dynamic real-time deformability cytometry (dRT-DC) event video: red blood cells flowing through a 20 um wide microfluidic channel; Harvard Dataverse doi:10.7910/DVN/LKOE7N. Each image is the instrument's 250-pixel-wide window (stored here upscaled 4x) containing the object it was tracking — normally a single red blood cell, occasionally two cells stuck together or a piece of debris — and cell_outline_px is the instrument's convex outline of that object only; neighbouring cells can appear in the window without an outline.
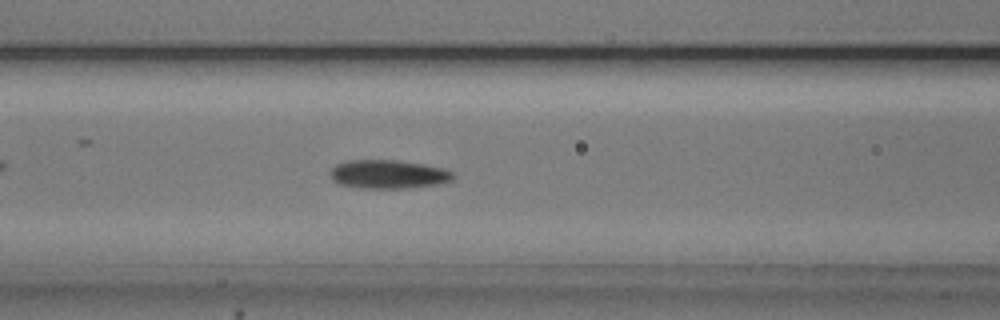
{"species": "common noctule bat (a hibernating species)", "species_latin": "Nyctalus noctula", "temperature_condition": "cold", "stored_images_in_passage": 48, "camera_frame_rate_fps": 3000, "um_per_image_px": 0.085, "animal": {"sex": "male", "body_mass_g": 20.5, "forearm_length_mm": 52.5}, "frame": {"image": 1, "passage_image": 16, "time_ms": 5.0, "image_size_px": [1000, 320], "cell_outline_px": [[456, 176], [452, 180], [436, 184], [408, 188], [360, 188], [340, 184], [332, 180], [328, 172], [336, 164], [348, 160], [396, 160], [444, 168], [452, 172]], "centroid_in_image_um": [32.97, 14.81], "position_along_channel_um": 133.6, "area_um2": 20.52}}
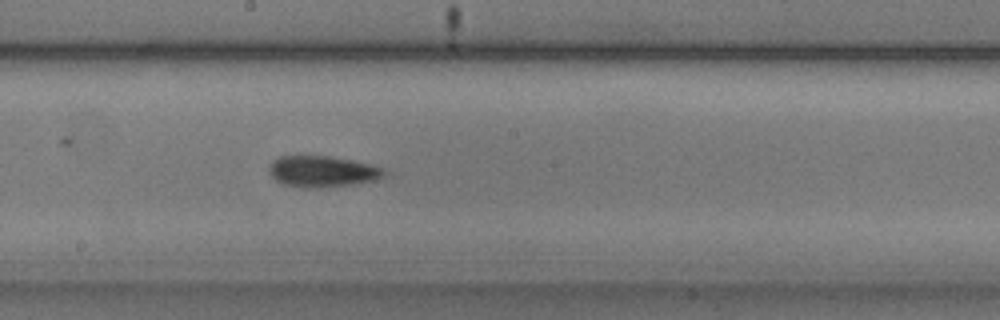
{"frame": {"image": 2, "passage_image": 23, "time_ms": 7.333, "image_size_px": [1000, 320], "cell_outline_px": [[388, 172], [384, 176], [376, 180], [352, 184], [320, 188], [304, 188], [284, 184], [276, 180], [268, 172], [268, 168], [280, 156], [328, 156], [368, 164], [384, 168]], "centroid_in_image_um": [27.41, 14.59], "position_along_channel_um": 220.8, "area_um2": 20.69}}
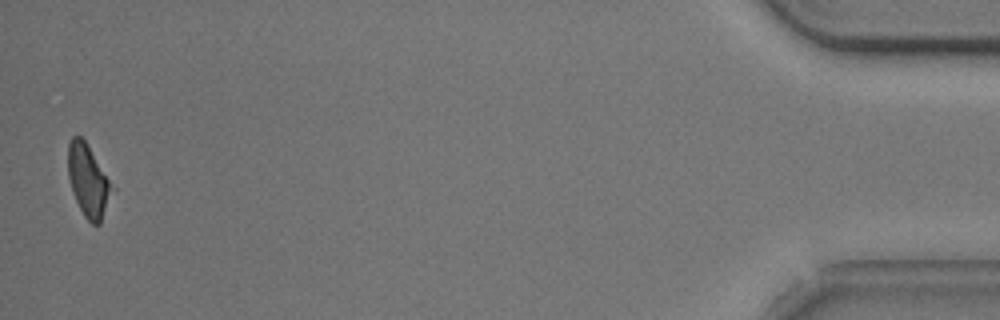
{"frame": {"image": 3, "passage_image": 47, "time_ms": 15.333, "image_size_px": [1000, 320], "cell_outline_px": [[116, 188], [100, 224], [92, 224], [84, 216], [72, 192], [68, 176], [68, 144], [72, 136], [80, 136], [84, 140]], "centroid_in_image_um": [7.53, 15.39], "position_along_channel_um": 427.7, "area_um2": 18.67}}